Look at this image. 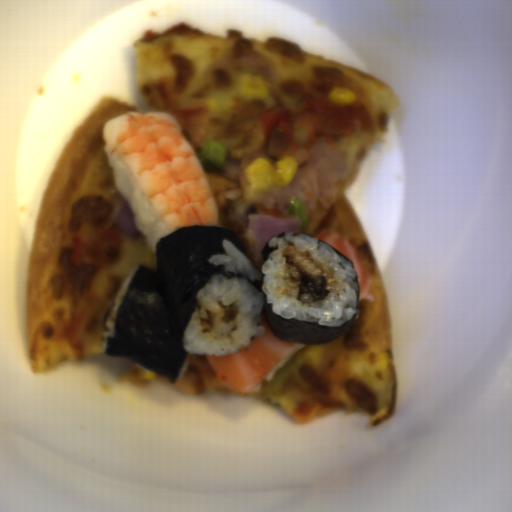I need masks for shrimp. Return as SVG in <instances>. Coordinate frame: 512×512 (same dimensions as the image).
Here are the masks:
<instances>
[{"instance_id":"1","label":"shrimp","mask_w":512,"mask_h":512,"mask_svg":"<svg viewBox=\"0 0 512 512\" xmlns=\"http://www.w3.org/2000/svg\"><path fill=\"white\" fill-rule=\"evenodd\" d=\"M102 136L171 232L180 226H220L200 161L173 115L132 110L107 119Z\"/></svg>"}]
</instances>
